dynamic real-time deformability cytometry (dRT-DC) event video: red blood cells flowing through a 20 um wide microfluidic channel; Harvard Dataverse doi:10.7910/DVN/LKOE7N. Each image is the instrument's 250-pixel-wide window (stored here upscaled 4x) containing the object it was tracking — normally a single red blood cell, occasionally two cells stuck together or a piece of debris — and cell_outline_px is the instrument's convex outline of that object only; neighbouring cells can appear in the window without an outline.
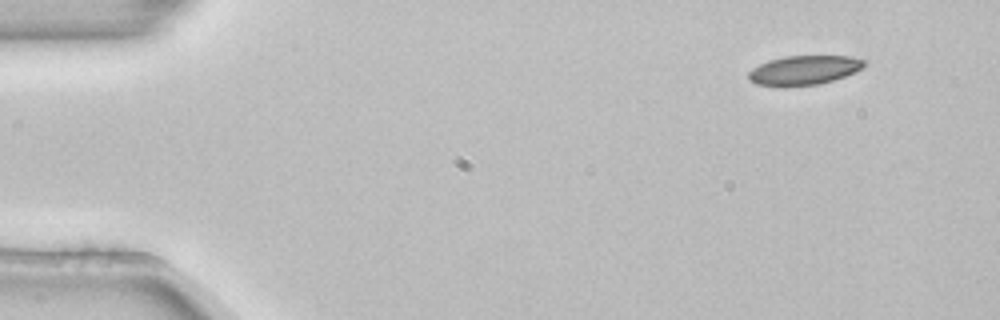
{"species": "common noctule bat (a hibernating species)", "species_latin": "Nyctalus noctula", "temperature_condition": "room temperature", "stored_images_in_passage": 3, "camera_frame_rate_fps": 3000, "um_per_image_px": 0.085, "animal": {"sex": "female", "body_mass_g": 22.7, "forearm_length_mm": 54.2}, "frame": {"image": 1, "passage_image": 1, "time_ms": 0.0, "image_size_px": [1000, 320], "cell_outline_px": [[864, 64], [860, 68], [844, 76], [820, 84], [756, 84], [748, 80], [748, 72], [752, 68], [768, 60], [784, 56], [848, 56], [864, 60]], "centroid_in_image_um": [68.3, 5.93], "position_along_channel_um": 16.7, "area_um2": 18.96}}